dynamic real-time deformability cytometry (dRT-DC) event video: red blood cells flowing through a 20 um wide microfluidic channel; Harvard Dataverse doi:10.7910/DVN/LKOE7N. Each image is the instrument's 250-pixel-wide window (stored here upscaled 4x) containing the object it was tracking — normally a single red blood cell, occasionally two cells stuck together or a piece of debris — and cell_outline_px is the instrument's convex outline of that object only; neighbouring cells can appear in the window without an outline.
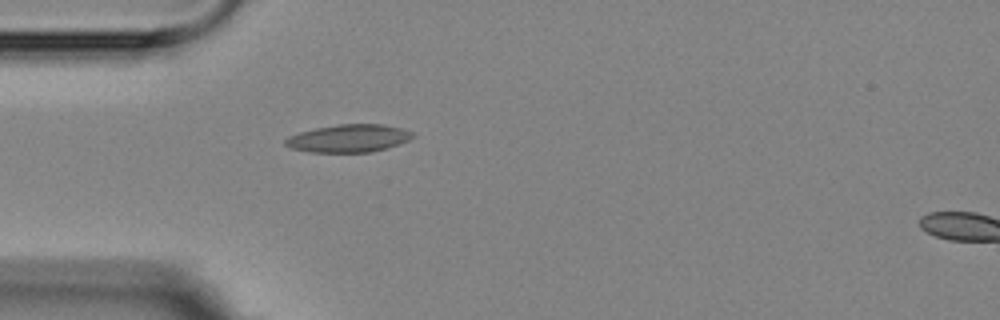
{"species": "Egyptian fruit bat (a non-hibernating species)", "species_latin": "Rousettus aegyptiacus", "temperature_condition": "room temperature", "stored_images_in_passage": 2, "segment_of_instrument_passage": [1, 2], "camera_frame_rate_fps": 3000, "um_per_image_px": 0.085, "animal": {"sex": "female"}, "frame": {"image": 1, "passage_image": 1, "time_ms": 0.0, "image_size_px": [1000, 320], "cell_outline_px": [[412, 136], [408, 140], [372, 152], [308, 152], [292, 148], [284, 144], [284, 140], [288, 136], [300, 132], [316, 128], [340, 124], [384, 124], [400, 128], [412, 132]], "centroid_in_image_um": [29.58, 11.76], "position_along_channel_um": 55.4, "area_um2": 20.29}}